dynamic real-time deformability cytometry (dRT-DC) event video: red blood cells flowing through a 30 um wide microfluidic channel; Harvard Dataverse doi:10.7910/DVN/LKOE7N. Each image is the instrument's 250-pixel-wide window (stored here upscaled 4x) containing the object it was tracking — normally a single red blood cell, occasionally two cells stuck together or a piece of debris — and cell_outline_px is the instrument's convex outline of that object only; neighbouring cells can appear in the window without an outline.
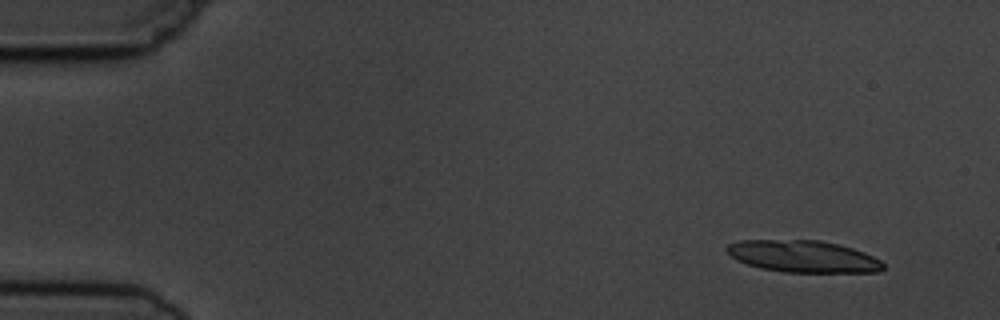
{"species": "common noctule bat (a hibernating species)", "species_latin": "Nyctalus noctula", "temperature_condition": "cold", "stored_images_in_passage": 6, "camera_frame_rate_fps": 3000, "um_per_image_px": 0.085, "animal": {"sex": "male", "body_mass_g": 19.5, "forearm_length_mm": 54.6}, "frame": {"image": 1, "passage_image": 2, "time_ms": 1.333, "image_size_px": [1000, 320], "cell_outline_px": [[884, 268], [880, 272], [784, 272], [760, 268], [736, 260], [724, 248], [728, 244], [740, 240], [820, 240], [852, 248], [864, 252], [880, 260], [884, 264]], "centroid_in_image_um": [68.26, 21.79], "position_along_channel_um": 16.7, "area_um2": 29.02}}